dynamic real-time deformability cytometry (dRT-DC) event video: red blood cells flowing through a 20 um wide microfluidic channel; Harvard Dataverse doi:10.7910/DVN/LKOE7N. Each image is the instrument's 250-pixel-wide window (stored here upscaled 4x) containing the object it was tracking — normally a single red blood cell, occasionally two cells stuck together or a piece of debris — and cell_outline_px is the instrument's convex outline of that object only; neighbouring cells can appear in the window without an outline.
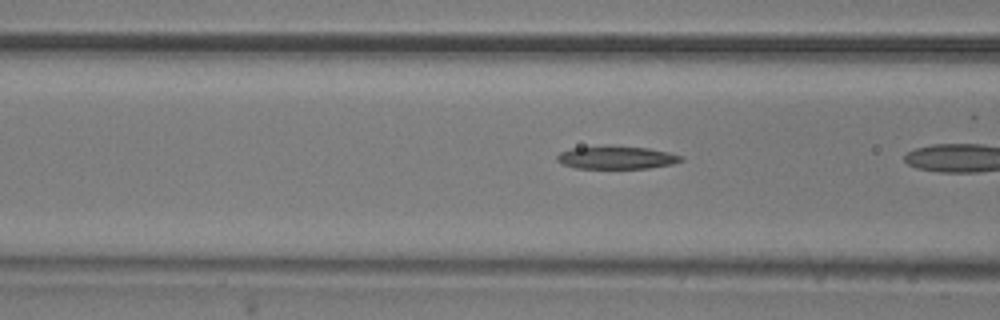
{"species": "common noctule bat (a hibernating species)", "species_latin": "Nyctalus noctula", "temperature_condition": "room temperature", "stored_images_in_passage": 5, "camera_frame_rate_fps": 3000, "um_per_image_px": 0.085, "animal": {"sex": "male", "body_mass_g": 20.5, "forearm_length_mm": 52.5}, "frame": {"image": 1, "passage_image": 4, "time_ms": 1.0, "image_size_px": [1000, 320], "cell_outline_px": [[684, 160], [672, 164], [648, 168], [576, 168], [560, 164], [556, 160], [556, 156], [560, 152], [572, 148], [604, 144], [608, 144], [648, 148], [668, 152], [684, 156]], "centroid_in_image_um": [52.37, 13.37], "position_along_channel_um": 114.2, "area_um2": 17.05}}